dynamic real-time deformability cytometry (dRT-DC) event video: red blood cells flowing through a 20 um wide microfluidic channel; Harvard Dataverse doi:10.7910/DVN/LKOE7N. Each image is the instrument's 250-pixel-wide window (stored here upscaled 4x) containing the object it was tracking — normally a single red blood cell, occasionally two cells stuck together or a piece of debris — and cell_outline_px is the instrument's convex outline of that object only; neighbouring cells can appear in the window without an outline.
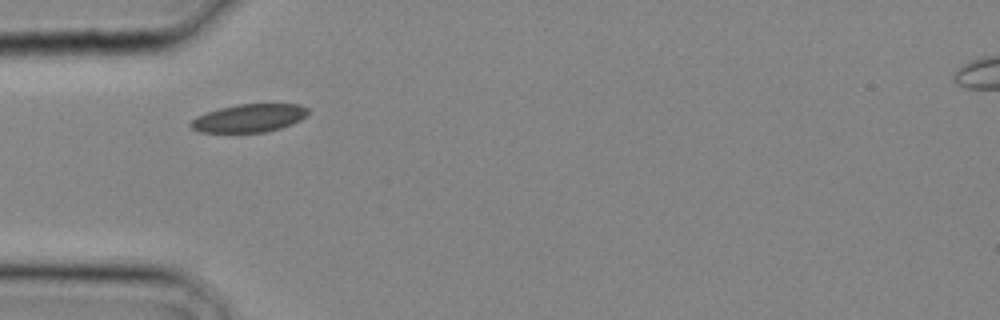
{"species": "common noctule bat (a hibernating species)", "species_latin": "Nyctalus noctula", "temperature_condition": "cold", "stored_images_in_passage": 1, "camera_frame_rate_fps": 3000, "um_per_image_px": 0.085, "animal": {"sex": "male", "body_mass_g": 20.4}, "frame": {"image": 1, "passage_image": 1, "time_ms": 0.0, "image_size_px": [1000, 320], "cell_outline_px": [[308, 116], [292, 124], [280, 128], [264, 132], [200, 132], [192, 128], [188, 124], [196, 116], [220, 108], [240, 104], [300, 104], [308, 108]], "centroid_in_image_um": [21.2, 10.04], "position_along_channel_um": 63.8, "area_um2": 19.13}}